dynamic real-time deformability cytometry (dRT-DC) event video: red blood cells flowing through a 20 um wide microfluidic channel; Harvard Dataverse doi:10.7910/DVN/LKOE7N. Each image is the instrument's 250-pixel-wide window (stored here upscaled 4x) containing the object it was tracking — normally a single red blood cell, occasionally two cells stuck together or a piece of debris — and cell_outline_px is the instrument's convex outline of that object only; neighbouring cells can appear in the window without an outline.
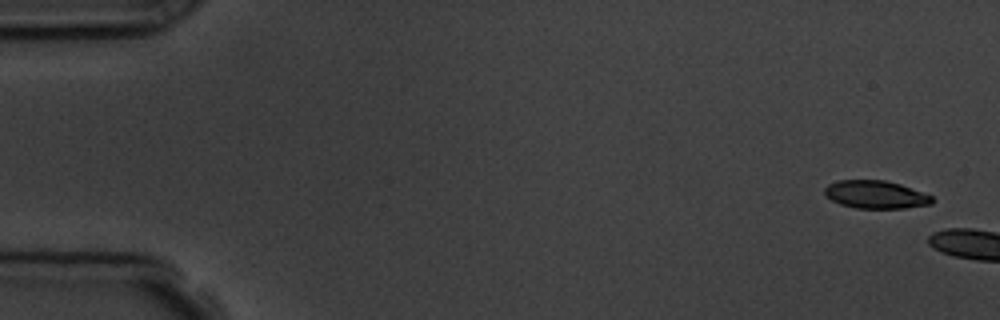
{"species": "common noctule bat (a hibernating species)", "species_latin": "Nyctalus noctula", "temperature_condition": "room temperature", "stored_images_in_passage": 3, "camera_frame_rate_fps": 3000, "um_per_image_px": 0.085, "animal": {"sex": "male", "body_mass_g": 19.5, "forearm_length_mm": 54.6}, "frame": {"image": 1, "passage_image": 1, "time_ms": 0.0, "image_size_px": [1000, 320], "cell_outline_px": [[936, 200], [932, 204], [904, 208], [856, 208], [840, 204], [832, 200], [824, 192], [824, 188], [828, 184], [840, 180], [884, 180], [900, 184], [932, 196]], "centroid_in_image_um": [74.45, 16.54], "position_along_channel_um": 10.5, "area_um2": 17.4}}